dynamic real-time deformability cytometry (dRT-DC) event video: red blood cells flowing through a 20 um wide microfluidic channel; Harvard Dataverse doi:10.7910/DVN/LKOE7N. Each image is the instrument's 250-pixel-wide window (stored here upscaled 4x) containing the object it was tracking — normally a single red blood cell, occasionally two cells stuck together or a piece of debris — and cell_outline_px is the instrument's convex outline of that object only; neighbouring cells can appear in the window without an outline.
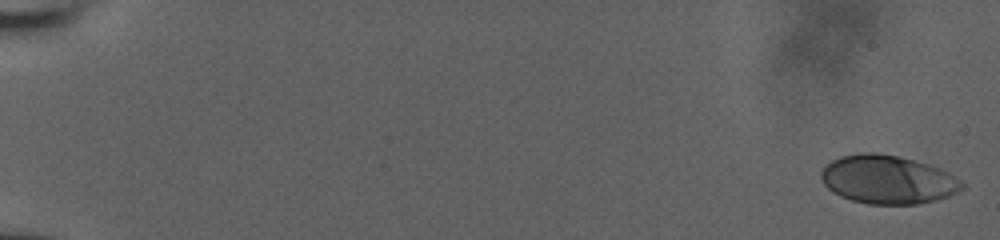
{"species": "human", "species_latin": "Homo sapiens", "temperature_condition": "room temperature", "stored_images_in_passage": 55, "camera_frame_rate_fps": 3000, "um_per_image_px": 0.085, "donor": {"sex": "male"}, "frame": {"image": 1, "passage_image": 1, "time_ms": 0.0, "image_size_px": [1000, 240], "cell_outline_px": [[964, 188], [960, 192], [936, 200], [916, 204], [868, 204], [852, 200], [840, 196], [832, 192], [824, 184], [820, 176], [820, 172], [832, 160], [840, 156], [860, 152], [872, 152], [896, 156], [928, 164], [940, 168], [948, 172], [960, 180], [964, 184]], "centroid_in_image_um": [75.46, 15.27], "position_along_channel_um": 9.5, "area_um2": 39.82}}
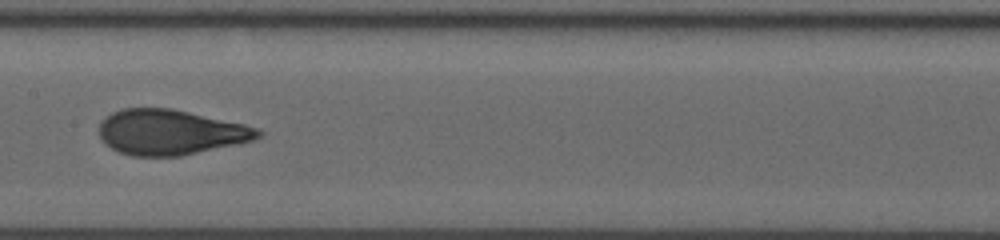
{"frame": {"image": 2, "passage_image": 31, "time_ms": 10.0, "image_size_px": [1000, 240], "cell_outline_px": [[264, 132], [260, 136], [252, 140], [236, 144], [180, 156], [132, 156], [120, 152], [104, 144], [100, 140], [100, 124], [112, 112], [120, 108], [172, 108], [244, 124], [256, 128]], "centroid_in_image_um": [14.46, 11.23], "position_along_channel_um": 192.9, "area_um2": 41.67}}
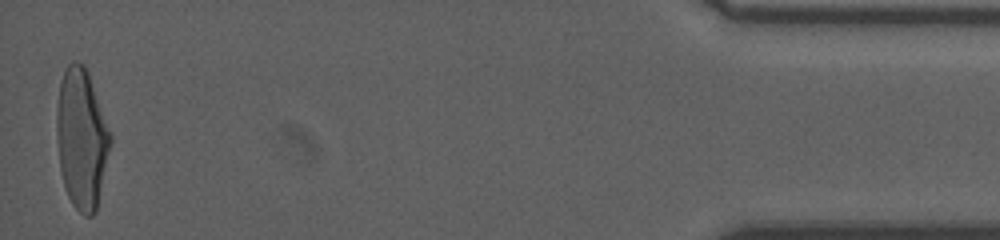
{"frame": {"image": 3, "passage_image": 55, "time_ms": 18.0, "image_size_px": [1000, 240], "cell_outline_px": [[112, 144], [96, 212], [92, 216], [84, 216], [72, 204], [64, 188], [60, 168], [56, 132], [56, 112], [60, 84], [64, 72], [68, 64], [72, 60], [76, 60], [84, 64], [88, 72], [112, 136]], "centroid_in_image_um": [6.95, 11.8], "position_along_channel_um": 428.3, "area_um2": 44.1}, "authors_computed_cell_mechanics": {"area_um2": 41.327, "velocity_mm_per_s": 3.9395, "shape_relaxation_time_tau1_ms": 4.6286, "shape_relaxation_time_tau2_ms": 0.6056, "deformation_change_tau1": 0.1921, "deformation_change_tau2": 0.0639}}